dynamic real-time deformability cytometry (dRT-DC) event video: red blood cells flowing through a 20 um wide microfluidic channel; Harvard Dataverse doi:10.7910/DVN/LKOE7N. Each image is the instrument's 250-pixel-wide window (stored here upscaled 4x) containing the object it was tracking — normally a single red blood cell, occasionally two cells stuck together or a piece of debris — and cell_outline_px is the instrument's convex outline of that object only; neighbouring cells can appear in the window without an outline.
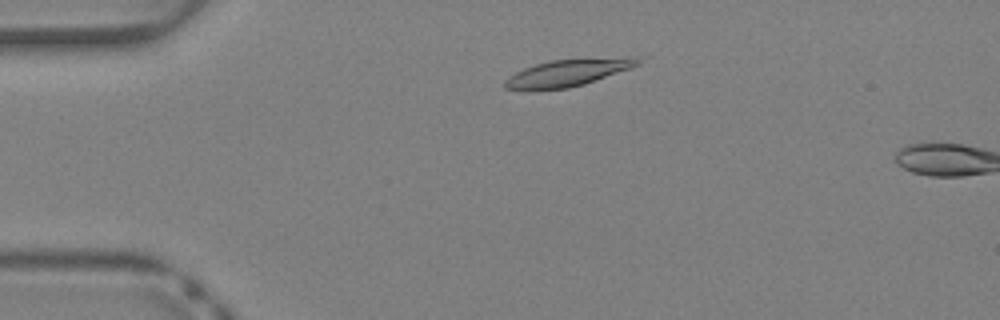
{"species": "Egyptian fruit bat (a non-hibernating species)", "species_latin": "Rousettus aegyptiacus", "temperature_condition": "warm", "stored_images_in_passage": 8, "camera_frame_rate_fps": 3000, "um_per_image_px": 0.085, "animal": {"sex": "female"}, "frame": {"image": 1, "passage_image": 6, "time_ms": 1.667, "image_size_px": [1000, 320], "cell_outline_px": [[640, 64], [632, 68], [584, 84], [568, 88], [504, 88], [504, 80], [508, 76], [524, 68], [536, 64], [552, 60], [628, 56], [632, 56], [640, 60]], "centroid_in_image_um": [48.35, 6.15], "position_along_channel_um": 36.6, "area_um2": 20.52}}